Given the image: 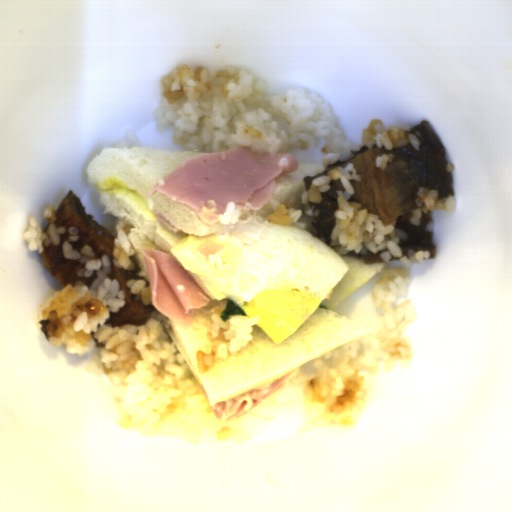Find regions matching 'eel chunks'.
<instances>
[{"label":"eel chunks","instance_id":"4dd315ae","mask_svg":"<svg viewBox=\"0 0 512 512\" xmlns=\"http://www.w3.org/2000/svg\"><path fill=\"white\" fill-rule=\"evenodd\" d=\"M407 139L408 134H414L421 142L416 150L409 142L401 148L386 150L383 145L378 148L375 142L371 145H360L357 151L350 149L353 156L341 161L328 164L325 170L315 176L305 175L304 191L308 193L312 181L320 176H328V172L337 167L346 168L353 164L360 181L351 179L354 195L348 202L361 203V209L367 208L368 214H376L384 226L395 222L394 228L401 229L408 235V240H400L398 247L402 256L409 258L408 250L414 252L429 251L428 260L437 256V245L433 243L434 231L427 230L428 223L433 221L428 213L422 211L419 226L409 222L412 210L419 207L416 199L420 187L438 190V200L455 196L452 186V172L446 171L447 162L445 146L431 128L429 121L421 119L420 123L410 130H403Z\"/></svg>","mask_w":512,"mask_h":512},{"label":"eel chunks","instance_id":"57646c5b","mask_svg":"<svg viewBox=\"0 0 512 512\" xmlns=\"http://www.w3.org/2000/svg\"><path fill=\"white\" fill-rule=\"evenodd\" d=\"M57 215L55 226L66 227L63 234H59V244H51L45 247L39 253L42 262L51 277L59 281L60 285L65 287L72 284L73 287L76 281H82L90 290L91 285L97 279L94 270L92 277H78V269L85 268V264L78 261V259L64 258L63 255V242H69V229L76 227L78 230L77 236L79 241L71 243L72 250H77L80 254L85 244H88L96 259L102 260V255L107 254L111 260L110 274H106L111 282L117 279L119 282V291L123 290L125 297V304L119 308L118 312H111L109 320L104 325L119 327L123 325H135V327H142L146 325L148 319L151 317L154 307L143 305L142 301H136V294L130 293L131 288L127 287L128 280H139L137 271H129L113 266L114 239L115 235L110 233L108 229L100 222L94 220V215L86 214V206H83L80 198L70 189L67 195L61 200L58 207L54 211Z\"/></svg>","mask_w":512,"mask_h":512},{"label":"eel chunks","instance_id":"5b157139","mask_svg":"<svg viewBox=\"0 0 512 512\" xmlns=\"http://www.w3.org/2000/svg\"><path fill=\"white\" fill-rule=\"evenodd\" d=\"M329 191L320 192L322 201L321 203L309 202V207H313L314 215L311 221L312 235L330 246L332 240L331 232L336 226L335 212L338 209V194L336 191H341L345 194L341 178L339 180H331Z\"/></svg>","mask_w":512,"mask_h":512}]
</instances>
